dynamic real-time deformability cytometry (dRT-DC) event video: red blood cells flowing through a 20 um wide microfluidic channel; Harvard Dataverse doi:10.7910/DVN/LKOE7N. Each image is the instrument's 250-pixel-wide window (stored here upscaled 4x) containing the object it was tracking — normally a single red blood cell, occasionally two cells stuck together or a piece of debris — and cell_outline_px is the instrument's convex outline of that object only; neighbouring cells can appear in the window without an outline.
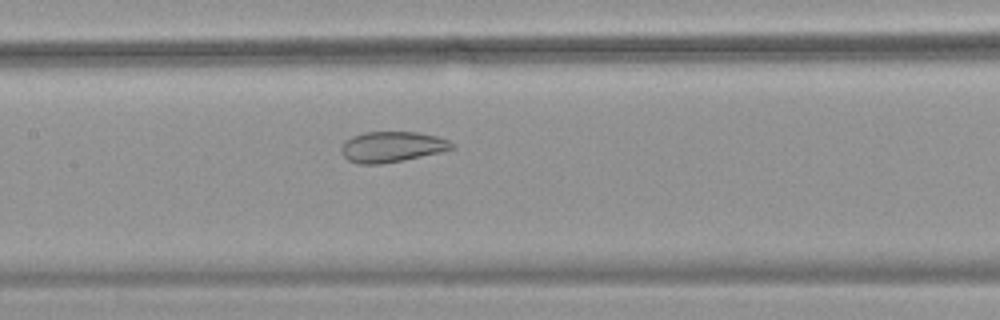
{"species": "common noctule bat (a hibernating species)", "species_latin": "Nyctalus noctula", "temperature_condition": "warm", "stored_images_in_passage": 44, "camera_frame_rate_fps": 3000, "um_per_image_px": 0.085, "animal": {"sex": "female", "body_mass_g": 18.4}, "frame": {"image": 1, "passage_image": 27, "time_ms": 8.667, "image_size_px": [1000, 320], "cell_outline_px": [[456, 148], [440, 152], [404, 160], [380, 164], [360, 164], [348, 160], [340, 152], [340, 148], [352, 136], [364, 132], [420, 132], [436, 136], [448, 140]], "centroid_in_image_um": [33.32, 12.48], "position_along_channel_um": 174.1, "area_um2": 19.65}}
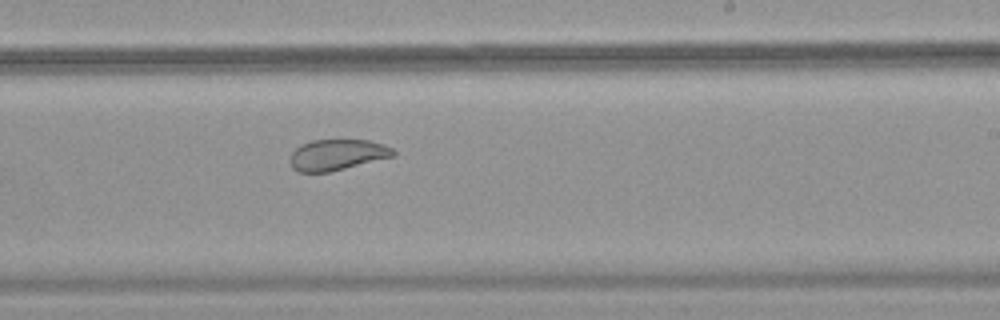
{"frame": {"image": 2, "passage_image": 34, "time_ms": 11.0, "image_size_px": [1000, 320], "cell_outline_px": [[396, 156], [328, 172], [300, 172], [292, 168], [288, 160], [288, 156], [300, 144], [312, 140], [368, 140], [384, 144], [392, 148], [396, 152]], "centroid_in_image_um": [28.64, 13.15], "position_along_channel_um": 260.4, "area_um2": 18.79}}
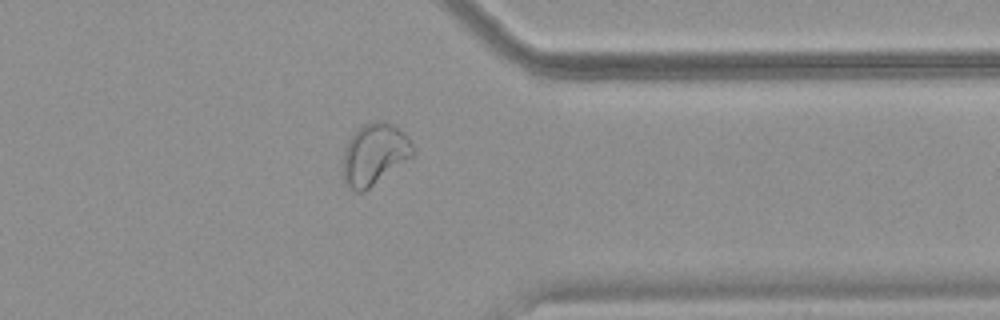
{"frame": {"image": 3, "passage_image": 44, "time_ms": 14.333, "image_size_px": [1000, 320], "cell_outline_px": [[416, 152], [412, 156], [364, 192], [356, 192], [344, 184], [344, 148], [348, 140], [364, 124], [372, 120], [384, 120], [392, 124], [408, 136], [416, 148]], "centroid_in_image_um": [31.85, 13.1], "position_along_channel_um": 379.5, "area_um2": 25.03}, "authors_computed_cell_mechanics": {"area_um2": 24.1315, "velocity_mm_per_s": 3.7209, "shape_relaxation_time_tau1_ms": null, "shape_relaxation_time_tau2_ms": 1.3442, "deformation_change_tau1": null, "deformation_change_tau2": 0.0728}}